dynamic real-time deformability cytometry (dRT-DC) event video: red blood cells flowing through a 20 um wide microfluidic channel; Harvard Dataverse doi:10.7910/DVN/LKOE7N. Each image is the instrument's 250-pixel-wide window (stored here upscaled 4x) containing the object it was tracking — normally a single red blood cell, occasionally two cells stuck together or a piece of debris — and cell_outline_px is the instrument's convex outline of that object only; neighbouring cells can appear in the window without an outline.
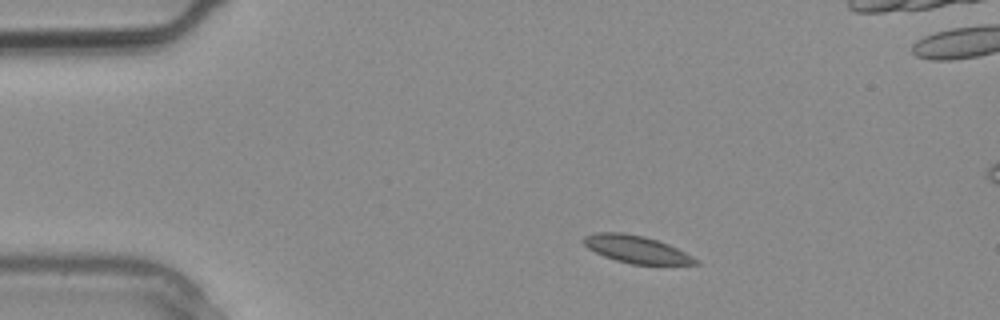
{"species": "common noctule bat (a hibernating species)", "species_latin": "Nyctalus noctula", "temperature_condition": "warm", "stored_images_in_passage": 4, "segment_of_instrument_passage": [2, 2], "camera_frame_rate_fps": 3000, "um_per_image_px": 0.085, "animal": {"sex": "male", "body_mass_g": 20.4}, "frame": {"image": 1, "passage_image": 4, "time_ms": 1.0, "image_size_px": [1000, 320], "cell_outline_px": [[700, 264], [632, 264], [616, 260], [604, 256], [588, 248], [584, 244], [584, 236], [596, 232], [620, 232], [644, 236], [668, 244], [700, 260]], "centroid_in_image_um": [54.09, 21.19], "position_along_channel_um": 30.9, "area_um2": 17.63}}